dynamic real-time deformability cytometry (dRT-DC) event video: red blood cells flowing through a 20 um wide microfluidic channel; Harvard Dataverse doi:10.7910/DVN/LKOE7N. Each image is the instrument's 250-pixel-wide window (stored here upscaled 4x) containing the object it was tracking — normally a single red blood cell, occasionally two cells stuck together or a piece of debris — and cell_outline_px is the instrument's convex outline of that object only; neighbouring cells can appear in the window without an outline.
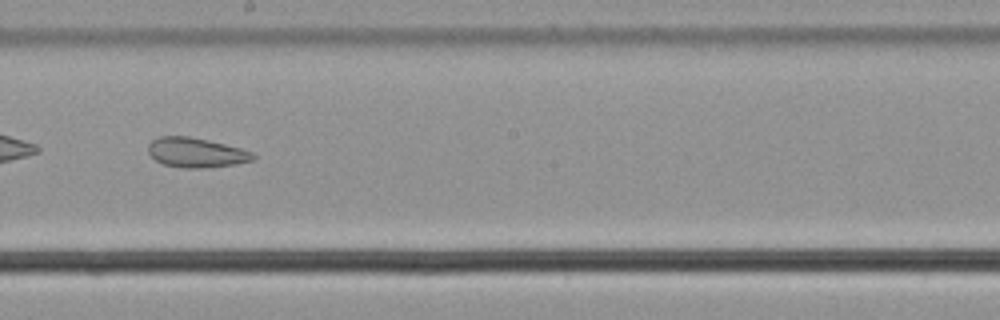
{"species": "common noctule bat (a hibernating species)", "species_latin": "Nyctalus noctula", "temperature_condition": "cold", "stored_images_in_passage": 55, "camera_frame_rate_fps": 3000, "um_per_image_px": 0.085, "animal": {"sex": "male", "body_mass_g": 21.5, "forearm_length_mm": 52.0}, "frame": {"image": 1, "passage_image": 32, "time_ms": 10.333, "image_size_px": [1000, 320], "cell_outline_px": [[256, 160], [236, 164], [200, 168], [184, 168], [164, 164], [156, 160], [148, 152], [148, 144], [152, 140], [160, 136], [188, 136], [208, 140], [240, 148], [252, 152], [256, 156]], "centroid_in_image_um": [16.68, 12.97], "position_along_channel_um": 231.5, "area_um2": 18.09}, "authors_computed_cell_mechanics": {"area_um2": 24.7962, "velocity_mm_per_s": 3.6648, "shape_relaxation_time_tau1_ms": null, "shape_relaxation_time_tau2_ms": 2.2745, "deformation_change_tau1": null, "deformation_change_tau2": 0.0939}}